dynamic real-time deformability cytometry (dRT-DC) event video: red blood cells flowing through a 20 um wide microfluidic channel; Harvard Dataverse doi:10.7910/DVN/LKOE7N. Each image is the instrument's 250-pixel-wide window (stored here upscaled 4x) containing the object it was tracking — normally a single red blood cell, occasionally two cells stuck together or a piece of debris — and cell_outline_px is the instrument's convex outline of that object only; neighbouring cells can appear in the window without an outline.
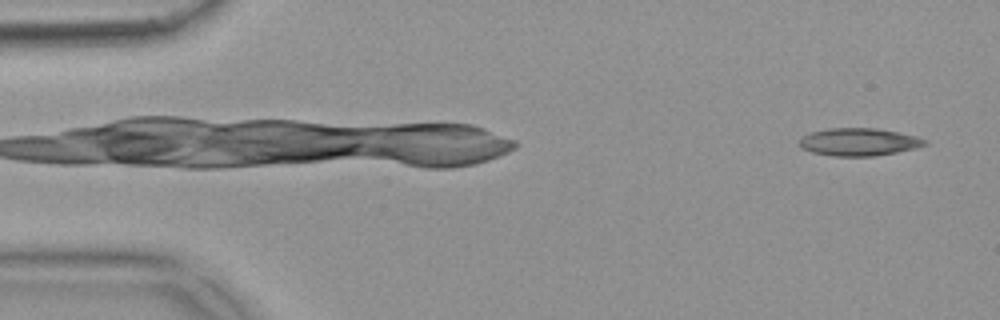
{"species": "common noctule bat (a hibernating species)", "species_latin": "Nyctalus noctula", "temperature_condition": "warm", "stored_images_in_passage": 48, "camera_frame_rate_fps": 3000, "um_per_image_px": 0.085, "animal": {"sex": "female", "body_mass_g": 18.4}, "frame": {"image": 1, "passage_image": 1, "time_ms": 0.0, "image_size_px": [1000, 320], "cell_outline_px": [[928, 144], [896, 152], [872, 156], [832, 156], [812, 152], [800, 148], [800, 140], [804, 136], [812, 132], [828, 128], [876, 128], [916, 136], [928, 140]], "centroid_in_image_um": [72.99, 12.06], "position_along_channel_um": 12.0, "area_um2": 20.0}}
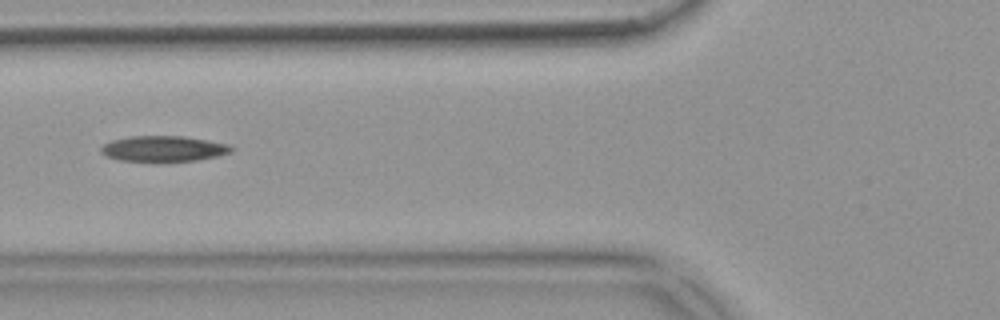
{"frame": {"image": 2, "passage_image": 18, "time_ms": 5.667, "image_size_px": [1000, 320], "cell_outline_px": [[232, 152], [216, 156], [196, 160], [120, 160], [108, 156], [100, 152], [100, 148], [104, 144], [112, 140], [132, 136], [184, 136], [208, 140], [228, 144], [232, 148]], "centroid_in_image_um": [13.9, 12.61], "position_along_channel_um": 111.9, "area_um2": 18.96}}
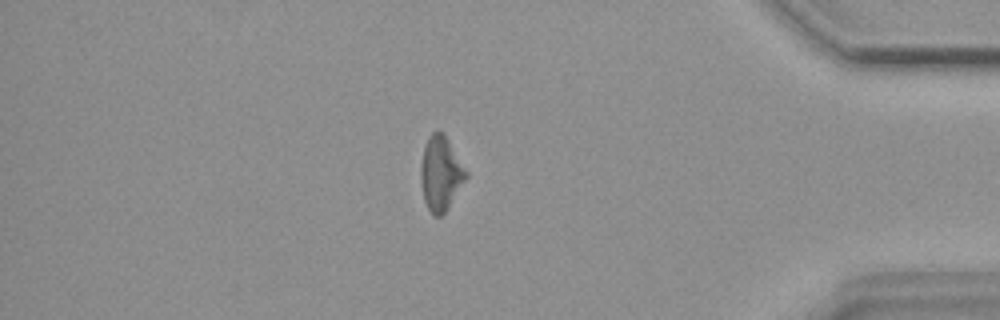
{"frame": {"image": 3, "passage_image": 43, "time_ms": 14.0, "image_size_px": [1000, 320], "cell_outline_px": [[468, 176], [448, 208], [440, 216], [432, 216], [424, 200], [420, 180], [420, 164], [424, 148], [428, 136], [432, 132], [444, 132], [468, 172]], "centroid_in_image_um": [37.46, 14.74], "position_along_channel_um": 397.7, "area_um2": 19.71}}